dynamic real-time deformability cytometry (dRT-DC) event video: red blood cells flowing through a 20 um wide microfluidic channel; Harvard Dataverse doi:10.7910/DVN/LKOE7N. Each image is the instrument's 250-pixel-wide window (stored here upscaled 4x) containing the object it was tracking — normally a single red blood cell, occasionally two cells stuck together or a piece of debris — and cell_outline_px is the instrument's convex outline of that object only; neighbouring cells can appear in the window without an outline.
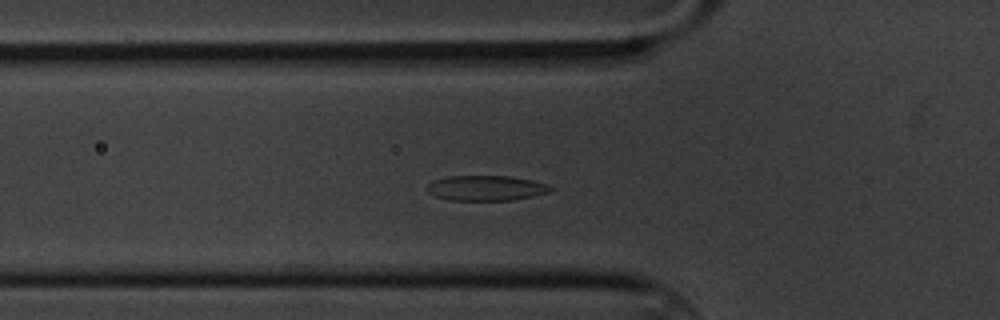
{"species": "common noctule bat (a hibernating species)", "species_latin": "Nyctalus noctula", "temperature_condition": "cold", "stored_images_in_passage": 42, "camera_frame_rate_fps": 3000, "um_per_image_px": 0.085, "animal": {"sex": "male", "body_mass_g": 20.1, "forearm_length_mm": 53.5}, "frame": {"image": 1, "passage_image": 3, "time_ms": 0.667, "image_size_px": [1000, 320], "cell_outline_px": [[556, 188], [552, 192], [512, 200], [452, 200], [436, 196], [428, 192], [424, 188], [432, 180], [448, 176], [512, 176], [532, 180], [548, 184]], "centroid_in_image_um": [41.35, 15.97], "position_along_channel_um": 84.5, "area_um2": 18.32}}
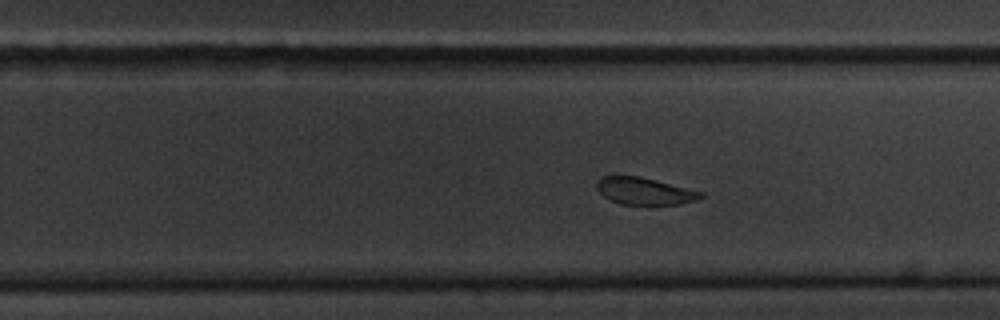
{"frame": {"image": 2, "passage_image": 20, "time_ms": 6.333, "image_size_px": [1000, 320], "cell_outline_px": [[704, 196], [696, 200], [680, 204], [652, 208], [620, 204], [604, 196], [596, 188], [596, 184], [600, 176], [640, 176], [704, 192]], "centroid_in_image_um": [54.82, 16.3], "position_along_channel_um": 275.0, "area_um2": 17.17}}
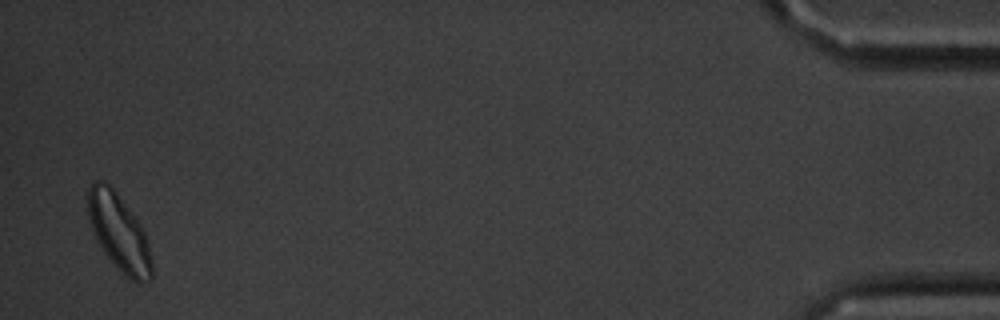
{"frame": {"image": 3, "passage_image": 41, "time_ms": 13.333, "image_size_px": [1000, 320], "cell_outline_px": [[152, 276], [144, 284], [136, 284], [104, 252], [96, 240], [92, 232], [88, 220], [88, 188], [96, 180], [104, 180], [116, 192], [132, 212], [140, 224], [144, 232], [148, 244], [152, 260]], "centroid_in_image_um": [10.11, 19.74], "position_along_channel_um": 425.1, "area_um2": 28.26}, "authors_computed_cell_mechanics": {"area_um2": 18.3226, "velocity_mm_per_s": 3.3538, "shape_relaxation_time_tau1_ms": 2.6565, "shape_relaxation_time_tau2_ms": 3.1056, "deformation_change_tau1": 0.098, "deformation_change_tau2": 0.0539}}